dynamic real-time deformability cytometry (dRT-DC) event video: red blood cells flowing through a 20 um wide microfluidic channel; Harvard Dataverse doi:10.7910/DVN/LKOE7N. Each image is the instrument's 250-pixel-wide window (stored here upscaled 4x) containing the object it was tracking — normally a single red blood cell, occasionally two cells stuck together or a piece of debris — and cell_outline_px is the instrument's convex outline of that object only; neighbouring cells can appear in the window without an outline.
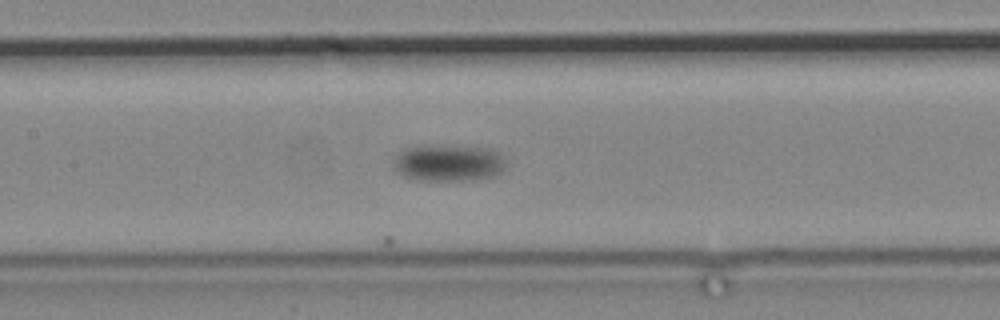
{"species": "common noctule bat (a hibernating species)", "species_latin": "Nyctalus noctula", "temperature_condition": "cold", "stored_images_in_passage": 15, "camera_frame_rate_fps": 3000, "um_per_image_px": 0.085, "animal": {"sex": "male", "body_mass_g": 19.2, "forearm_length_mm": 51.8}, "frame": {"image": 1, "passage_image": 15, "time_ms": 18.0, "image_size_px": [1000, 320], "cell_outline_px": [[504, 168], [500, 172], [492, 176], [472, 180], [416, 180], [404, 176], [396, 172], [392, 168], [396, 156], [404, 148], [428, 144], [488, 148], [500, 152], [504, 156]], "centroid_in_image_um": [38.09, 13.83], "position_along_channel_um": 169.3, "area_um2": 24.39}}